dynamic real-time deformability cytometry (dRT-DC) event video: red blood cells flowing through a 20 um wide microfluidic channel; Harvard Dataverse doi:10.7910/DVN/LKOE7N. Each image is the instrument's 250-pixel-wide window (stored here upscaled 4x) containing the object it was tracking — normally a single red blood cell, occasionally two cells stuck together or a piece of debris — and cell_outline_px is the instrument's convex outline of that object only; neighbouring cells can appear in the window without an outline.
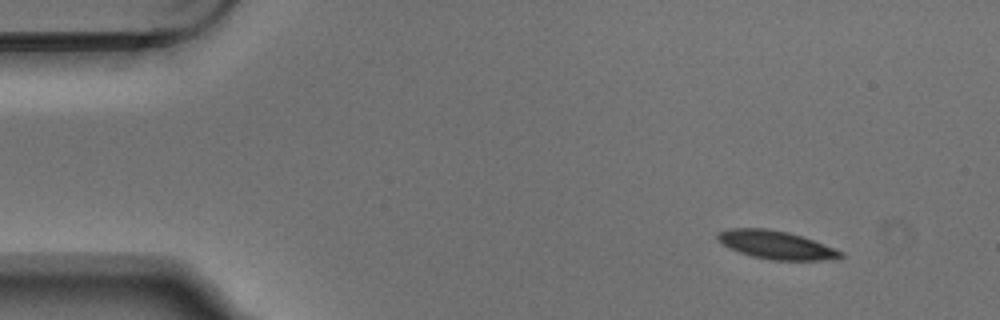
{"species": "Egyptian fruit bat (a non-hibernating species)", "species_latin": "Rousettus aegyptiacus", "temperature_condition": "warm", "stored_images_in_passage": 8, "camera_frame_rate_fps": 3000, "um_per_image_px": 0.085, "animal": {"sex": "male"}, "frame": {"image": 1, "passage_image": 1, "time_ms": 0.0, "image_size_px": [1000, 320], "cell_outline_px": [[844, 256], [820, 260], [772, 260], [752, 256], [728, 248], [716, 236], [720, 232], [732, 228], [764, 228], [788, 232], [812, 240], [844, 252]], "centroid_in_image_um": [65.95, 20.82], "position_along_channel_um": 19.0, "area_um2": 19.77}}
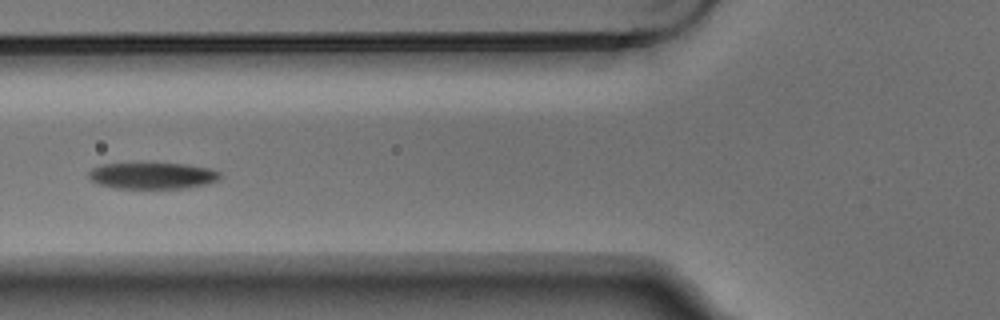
{"frame": {"image": 2, "passage_image": 5, "time_ms": 1.333, "image_size_px": [1000, 320], "cell_outline_px": [[224, 176], [220, 180], [204, 184], [184, 188], [116, 188], [100, 184], [92, 180], [88, 176], [88, 172], [92, 168], [100, 164], [188, 164], [212, 168], [220, 172]], "centroid_in_image_um": [13.02, 14.93], "position_along_channel_um": 112.8, "area_um2": 20.17}}
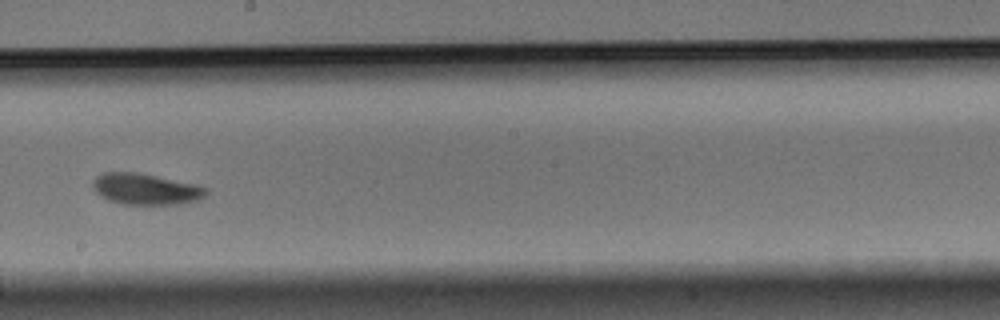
{"frame": {"image": 3, "passage_image": 8, "time_ms": 2.333, "image_size_px": [1000, 320], "cell_outline_px": [[208, 192], [200, 200], [180, 204], [120, 204], [108, 200], [100, 196], [92, 188], [92, 180], [96, 176], [104, 172], [140, 172], [196, 184], [208, 188]], "centroid_in_image_um": [12.38, 16.06], "position_along_channel_um": 235.8, "area_um2": 20.92}}